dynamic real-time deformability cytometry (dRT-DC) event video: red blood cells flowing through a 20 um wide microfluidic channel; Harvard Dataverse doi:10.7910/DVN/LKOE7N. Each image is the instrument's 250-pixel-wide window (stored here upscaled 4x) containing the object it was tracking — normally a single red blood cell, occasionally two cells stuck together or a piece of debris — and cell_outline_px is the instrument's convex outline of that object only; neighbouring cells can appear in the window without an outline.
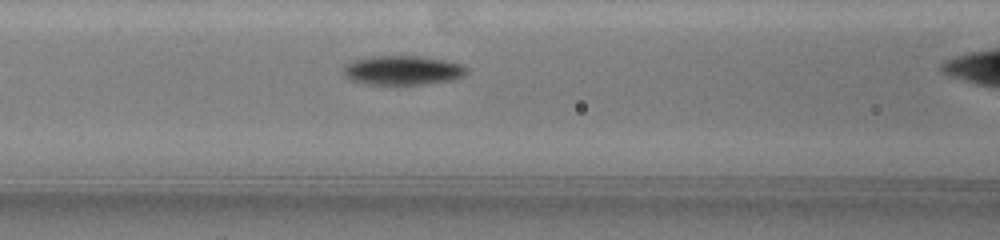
{"species": "common noctule bat (a hibernating species)", "species_latin": "Nyctalus noctula", "temperature_condition": "warm", "stored_images_in_passage": 22, "camera_frame_rate_fps": 3000, "um_per_image_px": 0.085, "animal": {"sex": "female", "body_mass_g": 19.5, "forearm_length_mm": 54.1}, "frame": {"image": 1, "passage_image": 4, "time_ms": 1.333, "image_size_px": [1000, 240], "cell_outline_px": [[468, 68], [460, 76], [452, 80], [424, 84], [364, 84], [352, 80], [344, 72], [344, 68], [352, 60], [368, 56], [420, 56], [448, 60], [460, 64]], "centroid_in_image_um": [34.22, 5.96], "position_along_channel_um": 132.4, "area_um2": 20.81}}
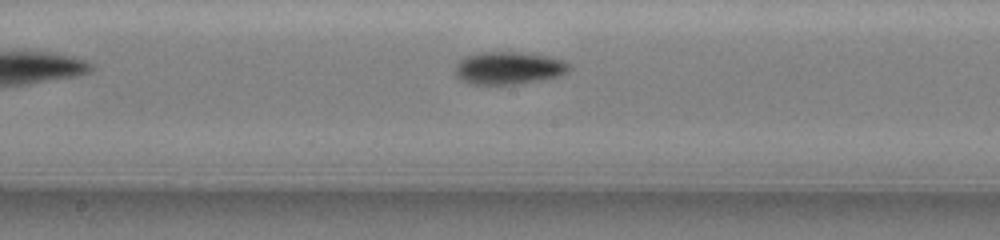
{"frame": {"image": 2, "passage_image": 9, "time_ms": 3.333, "image_size_px": [1000, 240], "cell_outline_px": [[568, 68], [560, 76], [540, 80], [512, 84], [472, 84], [464, 80], [456, 72], [456, 64], [460, 60], [468, 56], [480, 52], [524, 52], [548, 56], [560, 60], [568, 64]], "centroid_in_image_um": [43.23, 5.77], "position_along_channel_um": 205.0, "area_um2": 21.1}}
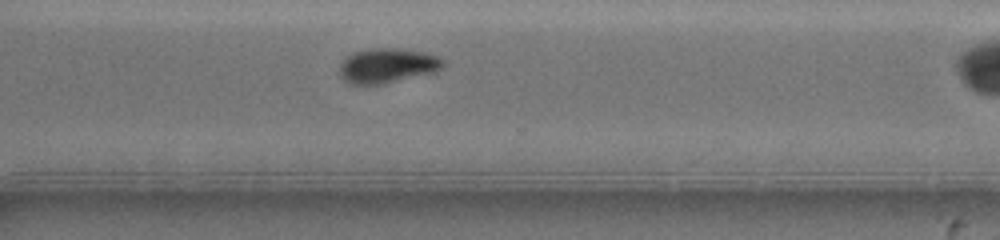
{"frame": {"image": 3, "passage_image": 17, "time_ms": 7.0, "image_size_px": [1000, 240], "cell_outline_px": [[444, 64], [440, 68], [432, 72], [380, 84], [348, 84], [340, 76], [340, 64], [348, 56], [356, 52], [368, 48], [400, 48], [428, 52], [444, 60]], "centroid_in_image_um": [32.9, 5.56], "position_along_channel_um": 337.7, "area_um2": 20.69}}